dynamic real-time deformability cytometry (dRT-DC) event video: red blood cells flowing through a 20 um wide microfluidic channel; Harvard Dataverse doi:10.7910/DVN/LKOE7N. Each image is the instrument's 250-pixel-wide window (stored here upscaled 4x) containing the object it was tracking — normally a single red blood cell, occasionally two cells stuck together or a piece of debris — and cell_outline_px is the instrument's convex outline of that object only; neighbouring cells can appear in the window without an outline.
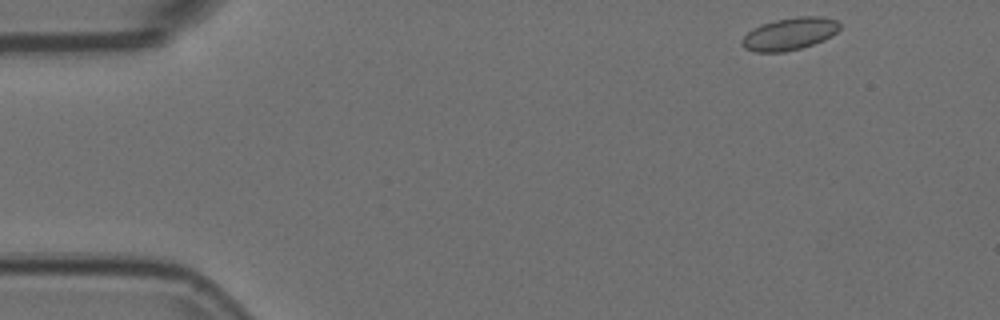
{"species": "Egyptian fruit bat (a non-hibernating species)", "species_latin": "Rousettus aegyptiacus", "temperature_condition": "room temperature", "stored_images_in_passage": 39, "camera_frame_rate_fps": 3000, "um_per_image_px": 0.085, "animal": {"sex": "female"}, "frame": {"image": 1, "passage_image": 1, "time_ms": 0.0, "image_size_px": [1000, 320], "cell_outline_px": [[840, 28], [832, 36], [824, 40], [800, 48], [784, 52], [756, 52], [744, 48], [740, 44], [740, 40], [752, 28], [760, 24], [776, 20], [796, 16], [824, 16], [836, 20], [840, 24]], "centroid_in_image_um": [67.1, 2.87], "position_along_channel_um": 17.9, "area_um2": 18.61}}
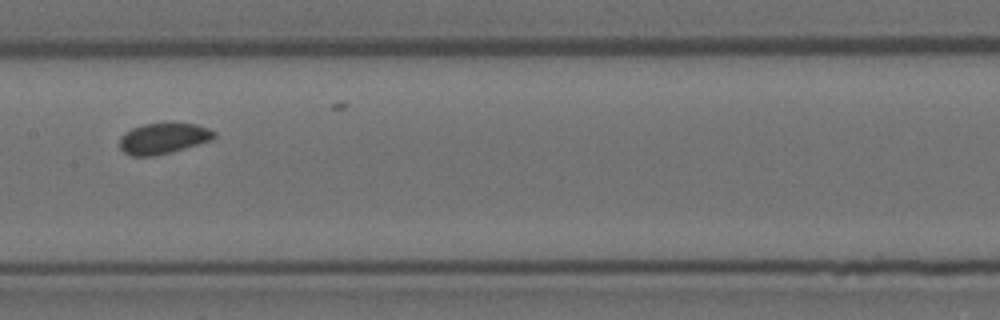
{"frame": {"image": 2, "passage_image": 23, "time_ms": 7.333, "image_size_px": [1000, 320], "cell_outline_px": [[216, 136], [212, 140], [156, 156], [132, 156], [124, 152], [120, 148], [120, 136], [124, 132], [132, 128], [144, 124], [196, 124], [208, 128], [216, 132]], "centroid_in_image_um": [13.87, 11.77], "position_along_channel_um": 193.5, "area_um2": 16.82}}
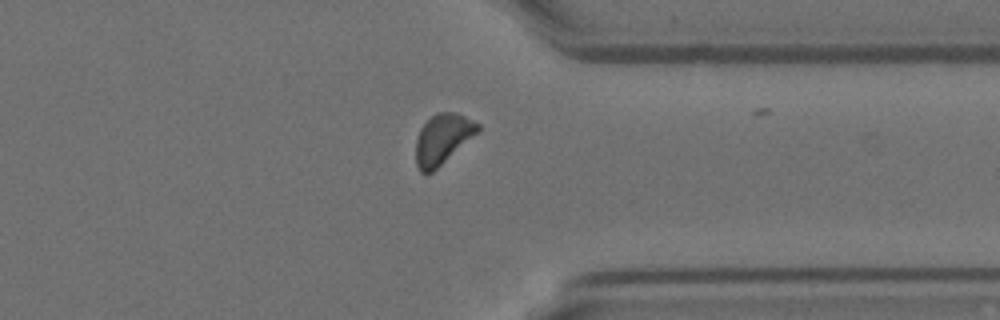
{"frame": {"image": 3, "passage_image": 38, "time_ms": 12.333, "image_size_px": [1000, 320], "cell_outline_px": [[480, 132], [432, 172], [420, 172], [416, 164], [416, 140], [420, 128], [436, 112], [456, 112], [480, 124]], "centroid_in_image_um": [37.65, 11.8], "position_along_channel_um": 373.8, "area_um2": 18.09}}